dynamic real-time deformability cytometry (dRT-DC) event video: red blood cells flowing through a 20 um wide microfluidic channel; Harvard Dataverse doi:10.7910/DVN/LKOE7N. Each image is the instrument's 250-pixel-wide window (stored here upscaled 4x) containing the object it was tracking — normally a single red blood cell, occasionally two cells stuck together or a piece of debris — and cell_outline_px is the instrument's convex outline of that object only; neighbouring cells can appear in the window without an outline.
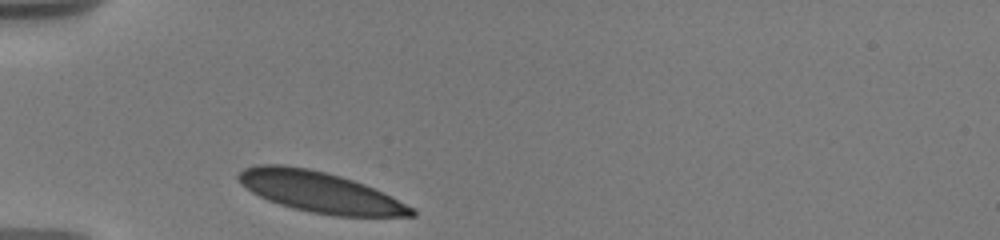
{"species": "human", "species_latin": "Homo sapiens", "temperature_condition": "warm", "stored_images_in_passage": 13, "camera_frame_rate_fps": 3000, "um_per_image_px": 0.085, "donor": {"sex": "male"}, "frame": {"image": 1, "passage_image": 1, "time_ms": 0.0, "image_size_px": [1000, 240], "cell_outline_px": [[416, 216], [336, 216], [312, 212], [280, 204], [268, 200], [252, 192], [240, 184], [236, 176], [244, 168], [260, 164], [284, 164], [308, 168], [340, 176], [364, 184], [412, 208], [416, 212]], "centroid_in_image_um": [27.12, 16.31], "position_along_channel_um": 57.9, "area_um2": 40.34}}
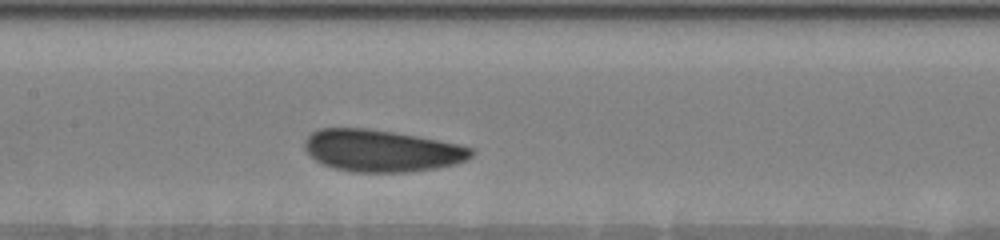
{"frame": {"image": 2, "passage_image": 6, "time_ms": 3.667, "image_size_px": [1000, 240], "cell_outline_px": [[476, 152], [472, 156], [464, 160], [452, 164], [436, 168], [404, 172], [352, 172], [336, 168], [324, 164], [316, 160], [304, 148], [304, 140], [312, 132], [320, 128], [368, 128], [416, 136], [460, 144], [472, 148]], "centroid_in_image_um": [32.43, 12.8], "position_along_channel_um": 175.0, "area_um2": 40.46}}
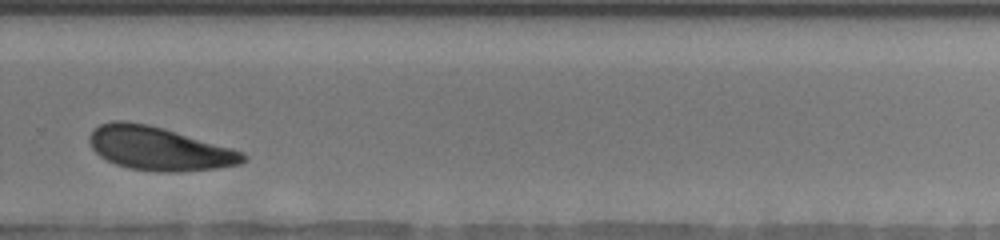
{"frame": {"image": 3, "passage_image": 12, "time_ms": 7.667, "image_size_px": [1000, 240], "cell_outline_px": [[248, 156], [240, 164], [216, 168], [180, 172], [156, 172], [128, 168], [116, 164], [100, 156], [92, 148], [88, 140], [88, 136], [100, 124], [112, 120], [124, 120], [148, 124], [232, 148], [244, 152]], "centroid_in_image_um": [13.5, 12.63], "position_along_channel_um": 316.3, "area_um2": 38.9}}